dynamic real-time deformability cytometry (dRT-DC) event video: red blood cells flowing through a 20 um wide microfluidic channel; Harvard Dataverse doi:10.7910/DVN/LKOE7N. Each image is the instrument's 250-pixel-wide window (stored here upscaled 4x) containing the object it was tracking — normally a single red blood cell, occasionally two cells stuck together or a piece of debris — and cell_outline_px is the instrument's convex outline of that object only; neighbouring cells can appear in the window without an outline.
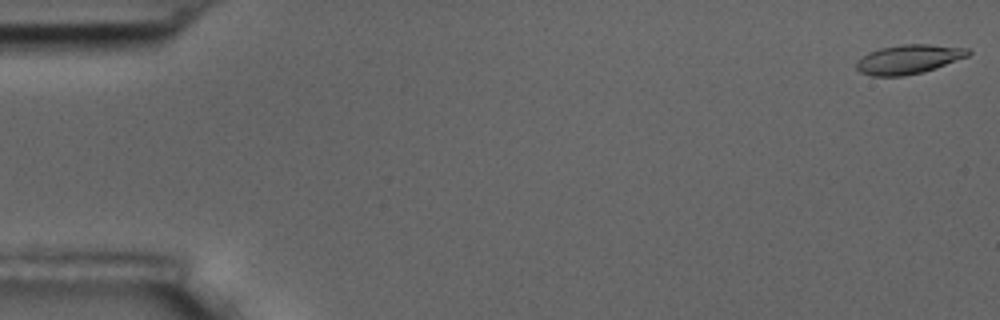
{"species": "common noctule bat (a hibernating species)", "species_latin": "Nyctalus noctula", "temperature_condition": "room temperature", "stored_images_in_passage": 56, "camera_frame_rate_fps": 3000, "um_per_image_px": 0.085, "animal": {"sex": "male", "body_mass_g": 17.5, "forearm_length_mm": 52.3}, "frame": {"image": 1, "passage_image": 1, "time_ms": 0.0, "image_size_px": [1000, 320], "cell_outline_px": [[972, 52], [968, 56], [936, 68], [924, 72], [904, 76], [872, 76], [860, 72], [856, 68], [856, 60], [868, 52], [880, 48], [904, 44], [928, 44], [968, 48]], "centroid_in_image_um": [77.22, 5.04], "position_along_channel_um": 7.8, "area_um2": 19.13}}
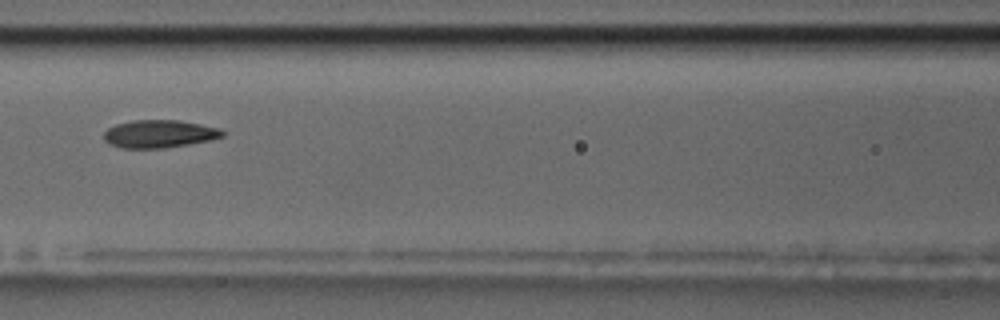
{"frame": {"image": 2, "passage_image": 25, "time_ms": 8.0, "image_size_px": [1000, 320], "cell_outline_px": [[224, 136], [212, 140], [164, 148], [120, 148], [108, 144], [104, 140], [104, 132], [108, 128], [116, 124], [132, 120], [180, 120], [220, 128], [224, 132]], "centroid_in_image_um": [13.53, 11.38], "position_along_channel_um": 153.1, "area_um2": 19.36}}
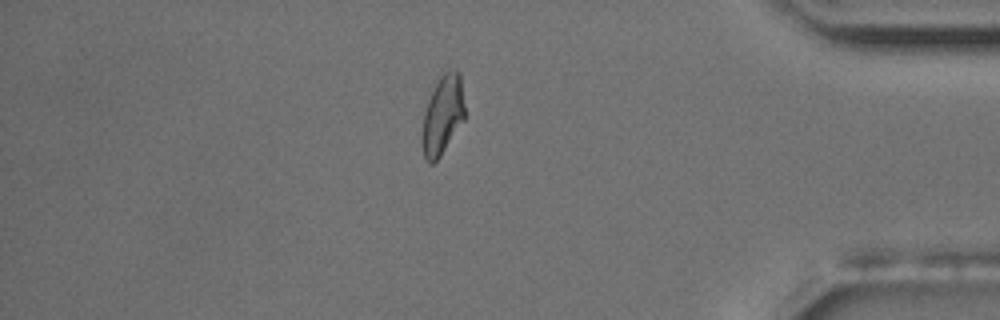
{"frame": {"image": 3, "passage_image": 48, "time_ms": 15.667, "image_size_px": [1000, 320], "cell_outline_px": [[464, 120], [440, 156], [432, 164], [428, 164], [424, 156], [420, 144], [420, 136], [424, 112], [436, 76], [444, 72], [456, 68], [460, 72], [464, 108]], "centroid_in_image_um": [37.58, 9.75], "position_along_channel_um": 397.6, "area_um2": 20.17}, "authors_computed_cell_mechanics": {"area_um2": 19.2763, "velocity_mm_per_s": 3.6223, "shape_relaxation_time_tau1_ms": 6.7487, "shape_relaxation_time_tau2_ms": 2.3574, "deformation_change_tau1": 0.1838, "deformation_change_tau2": 0.0873}}